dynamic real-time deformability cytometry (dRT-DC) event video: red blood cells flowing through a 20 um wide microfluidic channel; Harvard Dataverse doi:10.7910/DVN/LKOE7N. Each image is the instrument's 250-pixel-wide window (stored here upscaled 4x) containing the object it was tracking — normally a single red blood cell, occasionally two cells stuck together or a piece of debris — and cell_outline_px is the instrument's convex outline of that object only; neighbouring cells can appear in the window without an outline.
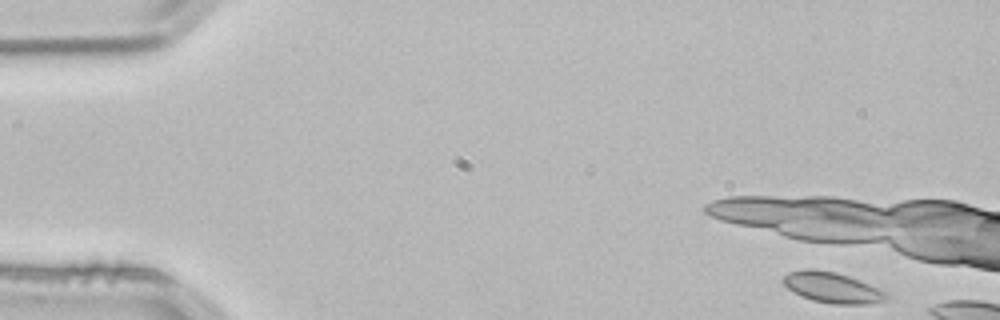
{"species": "common noctule bat (a hibernating species)", "species_latin": "Nyctalus noctula", "temperature_condition": "room temperature", "stored_images_in_passage": 4, "camera_frame_rate_fps": 3000, "um_per_image_px": 0.085, "animal": {"sex": "male", "body_mass_g": 21.5, "forearm_length_mm": 52.0}, "frame": {"image": 1, "passage_image": 1, "time_ms": 0.0, "image_size_px": [1000, 320], "cell_outline_px": [[888, 296], [884, 300], [868, 304], [832, 304], [812, 300], [788, 288], [780, 280], [788, 272], [804, 268], [812, 268], [836, 272], [860, 280], [884, 292]], "centroid_in_image_um": [70.69, 24.42], "position_along_channel_um": 14.3, "area_um2": 18.21}}